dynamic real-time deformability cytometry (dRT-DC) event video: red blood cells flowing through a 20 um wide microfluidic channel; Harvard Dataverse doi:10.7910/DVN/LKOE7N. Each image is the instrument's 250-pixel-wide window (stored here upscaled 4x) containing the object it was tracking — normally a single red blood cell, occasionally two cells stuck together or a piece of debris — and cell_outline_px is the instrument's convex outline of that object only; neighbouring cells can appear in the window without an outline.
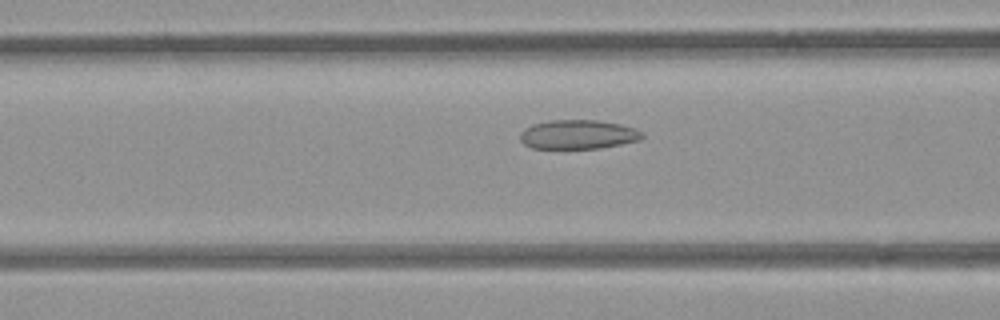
{"species": "common noctule bat (a hibernating species)", "species_latin": "Nyctalus noctula", "temperature_condition": "room temperature", "stored_images_in_passage": 36, "camera_frame_rate_fps": 3000, "um_per_image_px": 0.085, "animal": {"sex": "female", "body_mass_g": 21.9}, "frame": {"image": 1, "passage_image": 7, "time_ms": 2.0, "image_size_px": [1000, 320], "cell_outline_px": [[644, 136], [640, 140], [600, 148], [532, 148], [524, 144], [520, 140], [520, 132], [524, 128], [532, 124], [548, 120], [596, 120], [620, 124], [636, 128]], "centroid_in_image_um": [49.11, 11.42], "position_along_channel_um": 117.5, "area_um2": 20.75}}
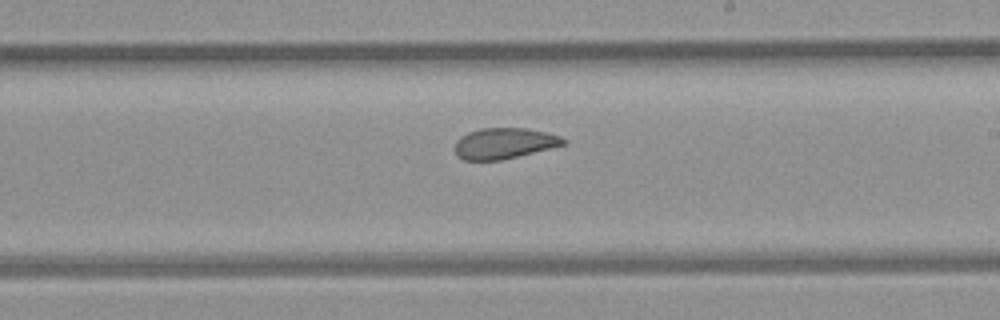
{"frame": {"image": 2, "passage_image": 17, "time_ms": 5.333, "image_size_px": [1000, 320], "cell_outline_px": [[568, 140], [564, 144], [500, 160], [464, 160], [456, 156], [456, 140], [460, 136], [468, 132], [480, 128], [528, 128], [560, 136]], "centroid_in_image_um": [42.81, 12.17], "position_along_channel_um": 246.2, "area_um2": 19.25}}
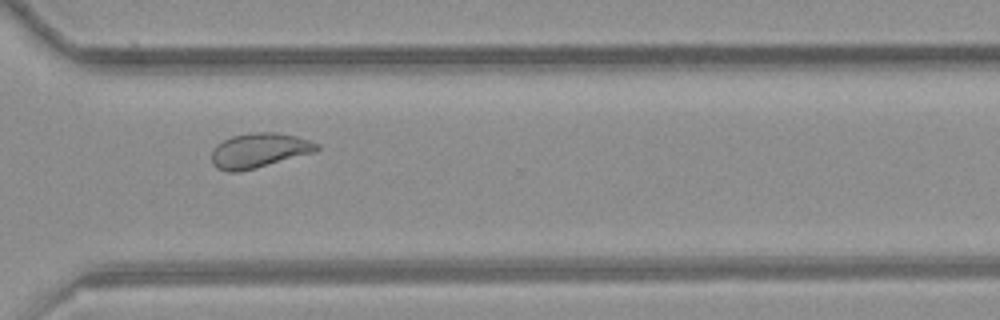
{"frame": {"image": 3, "passage_image": 25, "time_ms": 8.0, "image_size_px": [1000, 320], "cell_outline_px": [[320, 148], [316, 152], [256, 168], [236, 172], [228, 172], [216, 168], [212, 164], [212, 152], [216, 144], [232, 136], [256, 132], [276, 132], [296, 136], [320, 144]], "centroid_in_image_um": [22.03, 12.79], "position_along_channel_um": 348.6, "area_um2": 21.33}, "authors_computed_cell_mechanics": {"area_um2": 20.8947, "velocity_mm_per_s": 3.8651, "shape_relaxation_time_tau1_ms": null, "shape_relaxation_time_tau2_ms": 2.2311, "deformation_change_tau1": null, "deformation_change_tau2": 0.075}}